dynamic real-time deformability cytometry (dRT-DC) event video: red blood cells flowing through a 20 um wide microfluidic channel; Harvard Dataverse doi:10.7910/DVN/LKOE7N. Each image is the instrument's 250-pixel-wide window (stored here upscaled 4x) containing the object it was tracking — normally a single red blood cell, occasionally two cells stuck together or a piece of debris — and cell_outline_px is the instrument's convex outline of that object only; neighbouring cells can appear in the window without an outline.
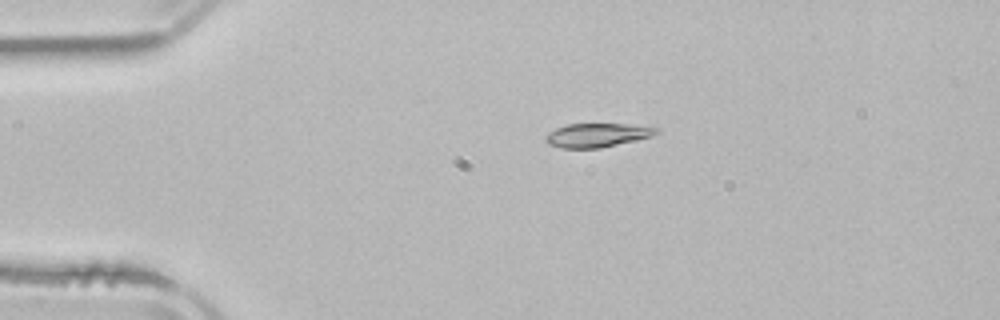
{"species": "common noctule bat (a hibernating species)", "species_latin": "Nyctalus noctula", "temperature_condition": "room temperature", "stored_images_in_passage": 2, "camera_frame_rate_fps": 3000, "um_per_image_px": 0.085, "animal": {"sex": "male", "body_mass_g": 21.5, "forearm_length_mm": 52.0}, "frame": {"image": 1, "passage_image": 1, "time_ms": 0.0, "image_size_px": [1000, 320], "cell_outline_px": [[660, 128], [652, 136], [636, 140], [600, 148], [560, 148], [548, 144], [544, 140], [544, 136], [548, 132], [556, 128], [568, 124], [628, 124]], "centroid_in_image_um": [50.7, 11.49], "position_along_channel_um": 34.3, "area_um2": 15.37}}